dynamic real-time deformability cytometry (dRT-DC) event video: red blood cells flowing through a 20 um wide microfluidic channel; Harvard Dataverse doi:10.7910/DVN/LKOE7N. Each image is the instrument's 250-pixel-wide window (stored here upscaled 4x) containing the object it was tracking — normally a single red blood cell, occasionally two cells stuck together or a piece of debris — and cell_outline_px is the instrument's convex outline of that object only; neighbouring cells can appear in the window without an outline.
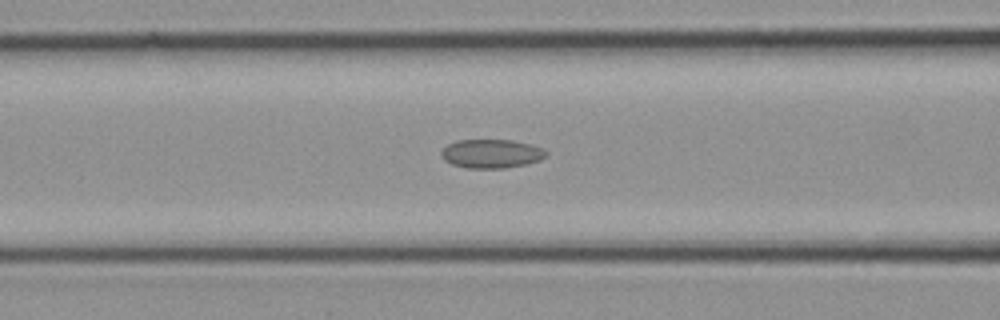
{"species": "common noctule bat (a hibernating species)", "species_latin": "Nyctalus noctula", "temperature_condition": "cold", "stored_images_in_passage": 14, "camera_frame_rate_fps": 3000, "um_per_image_px": 0.085, "animal": {"sex": "female", "body_mass_g": 21.9}, "frame": {"image": 1, "passage_image": 10, "time_ms": 3.0, "image_size_px": [1000, 320], "cell_outline_px": [[548, 156], [540, 160], [528, 164], [504, 168], [468, 168], [452, 164], [444, 160], [440, 156], [440, 152], [448, 144], [456, 140], [512, 140], [532, 144], [544, 148], [548, 152]], "centroid_in_image_um": [41.81, 13.06], "position_along_channel_um": 124.8, "area_um2": 17.86}}
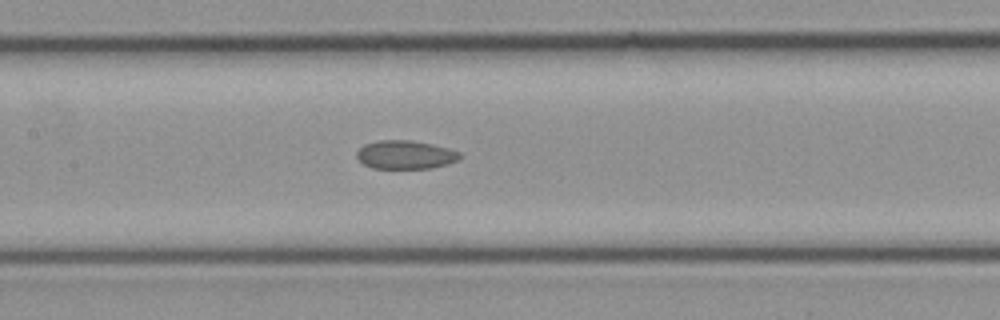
{"frame": {"image": 2, "passage_image": 12, "time_ms": 3.667, "image_size_px": [1000, 320], "cell_outline_px": [[460, 160], [448, 164], [432, 168], [372, 168], [364, 164], [356, 156], [356, 152], [364, 144], [380, 140], [412, 140], [432, 144], [448, 148], [460, 152]], "centroid_in_image_um": [34.47, 13.15], "position_along_channel_um": 172.9, "area_um2": 17.17}}
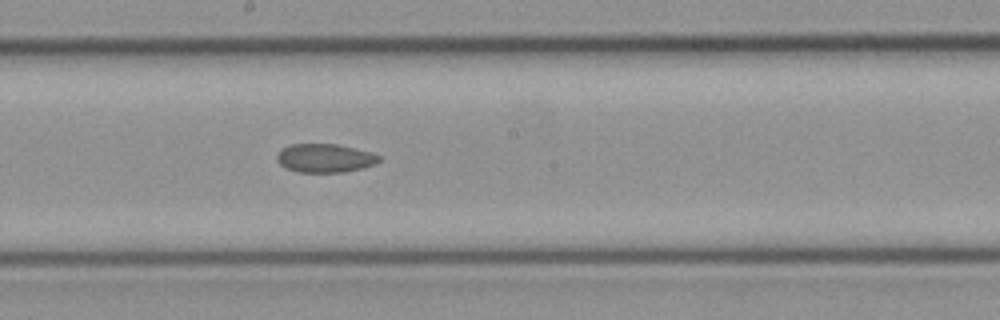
{"frame": {"image": 3, "passage_image": 14, "time_ms": 4.333, "image_size_px": [1000, 320], "cell_outline_px": [[380, 160], [376, 164], [344, 172], [296, 172], [284, 168], [276, 160], [276, 156], [280, 148], [292, 144], [336, 144], [368, 152], [380, 156]], "centroid_in_image_um": [27.54, 13.44], "position_along_channel_um": 220.7, "area_um2": 16.99}}